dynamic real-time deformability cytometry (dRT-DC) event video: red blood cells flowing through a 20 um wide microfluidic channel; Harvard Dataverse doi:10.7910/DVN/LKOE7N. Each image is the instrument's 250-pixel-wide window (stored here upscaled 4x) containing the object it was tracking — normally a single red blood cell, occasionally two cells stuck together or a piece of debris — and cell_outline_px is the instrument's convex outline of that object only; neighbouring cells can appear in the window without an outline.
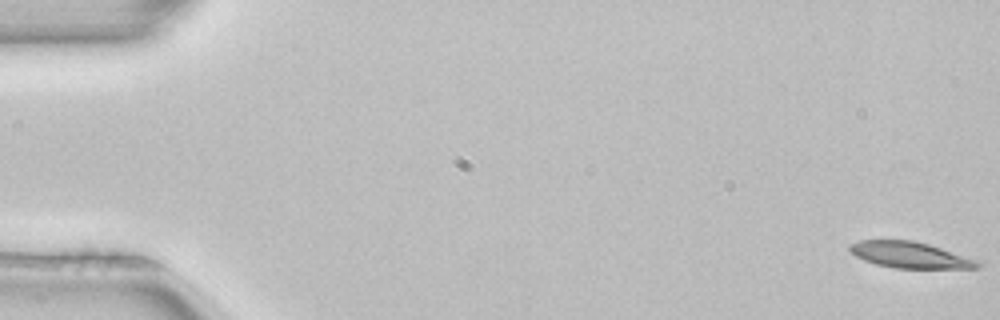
{"species": "common noctule bat (a hibernating species)", "species_latin": "Nyctalus noctula", "temperature_condition": "room temperature", "stored_images_in_passage": 5, "camera_frame_rate_fps": 3000, "um_per_image_px": 0.085, "animal": {"sex": "female", "body_mass_g": 22.7, "forearm_length_mm": 54.2}, "frame": {"image": 1, "passage_image": 1, "time_ms": 0.0, "image_size_px": [1000, 320], "cell_outline_px": [[984, 264], [980, 268], [896, 268], [876, 264], [864, 260], [856, 256], [848, 248], [848, 244], [860, 240], [912, 240], [928, 244], [980, 260]], "centroid_in_image_um": [77.39, 21.67], "position_along_channel_um": 7.6, "area_um2": 19.59}}
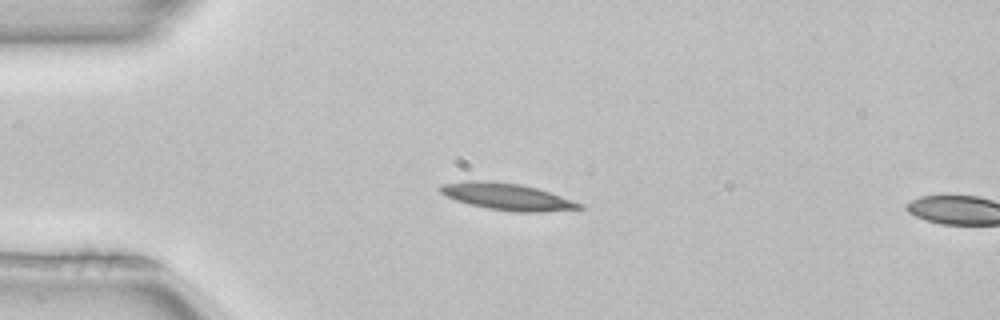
{"frame": {"image": 2, "passage_image": 4, "time_ms": 1.0, "image_size_px": [1000, 320], "cell_outline_px": [[584, 208], [540, 212], [512, 212], [488, 208], [468, 204], [444, 196], [436, 188], [440, 184], [464, 180], [488, 180], [520, 184], [536, 188], [584, 204]], "centroid_in_image_um": [43.02, 16.7], "position_along_channel_um": 42.0, "area_um2": 21.91}}